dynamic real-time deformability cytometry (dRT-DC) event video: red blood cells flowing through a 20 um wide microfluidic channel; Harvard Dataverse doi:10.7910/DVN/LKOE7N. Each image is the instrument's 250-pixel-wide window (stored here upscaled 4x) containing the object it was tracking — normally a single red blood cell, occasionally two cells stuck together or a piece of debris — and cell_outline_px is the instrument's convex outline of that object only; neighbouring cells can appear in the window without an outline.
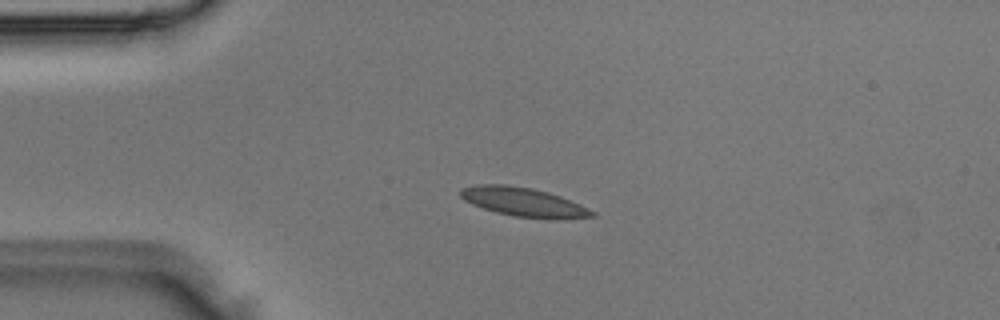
{"species": "Egyptian fruit bat (a non-hibernating species)", "species_latin": "Rousettus aegyptiacus", "temperature_condition": "room temperature", "stored_images_in_passage": 38, "camera_frame_rate_fps": 3000, "um_per_image_px": 0.085, "animal": {"sex": "male"}, "frame": {"image": 1, "passage_image": 1, "time_ms": 0.0, "image_size_px": [1000, 320], "cell_outline_px": [[596, 216], [556, 220], [516, 216], [496, 212], [472, 204], [464, 200], [460, 196], [460, 188], [476, 184], [504, 184], [532, 188], [548, 192], [560, 196], [580, 204], [596, 212]], "centroid_in_image_um": [44.52, 17.17], "position_along_channel_um": 40.5, "area_um2": 22.31}}
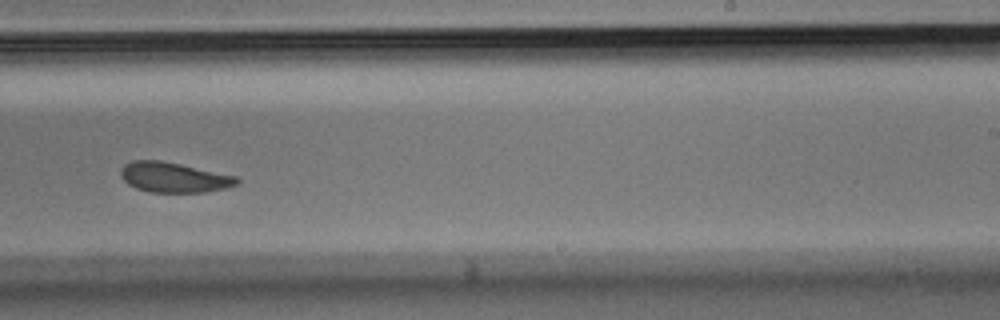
{"frame": {"image": 2, "passage_image": 20, "time_ms": 6.333, "image_size_px": [1000, 320], "cell_outline_px": [[240, 180], [236, 184], [224, 188], [204, 192], [148, 192], [136, 188], [128, 184], [120, 176], [120, 168], [124, 164], [132, 160], [160, 160], [180, 164], [236, 176]], "centroid_in_image_um": [14.72, 15.07], "position_along_channel_um": 274.3, "area_um2": 20.29}}
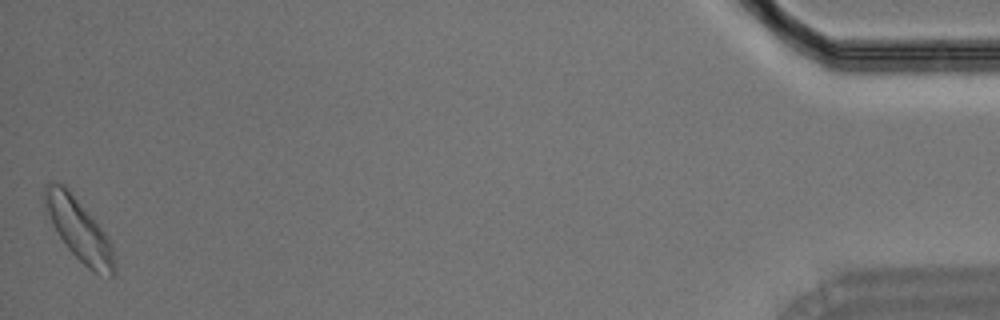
{"frame": {"image": 3, "passage_image": 38, "time_ms": 12.333, "image_size_px": [1000, 320], "cell_outline_px": [[116, 276], [112, 276], [96, 272], [88, 268], [68, 248], [52, 224], [44, 208], [44, 188], [48, 180], [64, 184], [68, 188], [96, 220], [108, 236], [112, 244], [116, 260]], "centroid_in_image_um": [6.73, 19.48], "position_along_channel_um": 428.5, "area_um2": 25.32}}